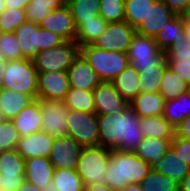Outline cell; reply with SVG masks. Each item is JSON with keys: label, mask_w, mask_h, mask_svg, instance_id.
Masks as SVG:
<instances>
[{"label": "cell", "mask_w": 190, "mask_h": 191, "mask_svg": "<svg viewBox=\"0 0 190 191\" xmlns=\"http://www.w3.org/2000/svg\"><path fill=\"white\" fill-rule=\"evenodd\" d=\"M140 120L130 107L117 114H98V146L111 151L135 152L144 138Z\"/></svg>", "instance_id": "cell-1"}, {"label": "cell", "mask_w": 190, "mask_h": 191, "mask_svg": "<svg viewBox=\"0 0 190 191\" xmlns=\"http://www.w3.org/2000/svg\"><path fill=\"white\" fill-rule=\"evenodd\" d=\"M151 169L150 164L139 158L135 152L112 150L104 184L120 191L130 184H140Z\"/></svg>", "instance_id": "cell-2"}, {"label": "cell", "mask_w": 190, "mask_h": 191, "mask_svg": "<svg viewBox=\"0 0 190 191\" xmlns=\"http://www.w3.org/2000/svg\"><path fill=\"white\" fill-rule=\"evenodd\" d=\"M18 46L22 53V59H34L39 51L60 46L65 40L58 34L42 29L40 25L26 21L15 31Z\"/></svg>", "instance_id": "cell-3"}, {"label": "cell", "mask_w": 190, "mask_h": 191, "mask_svg": "<svg viewBox=\"0 0 190 191\" xmlns=\"http://www.w3.org/2000/svg\"><path fill=\"white\" fill-rule=\"evenodd\" d=\"M80 53L101 81L112 82L130 65L128 54L124 52L105 51L93 45H86L80 47Z\"/></svg>", "instance_id": "cell-4"}, {"label": "cell", "mask_w": 190, "mask_h": 191, "mask_svg": "<svg viewBox=\"0 0 190 191\" xmlns=\"http://www.w3.org/2000/svg\"><path fill=\"white\" fill-rule=\"evenodd\" d=\"M3 88L30 95L37 99L38 72L32 59L7 61Z\"/></svg>", "instance_id": "cell-5"}, {"label": "cell", "mask_w": 190, "mask_h": 191, "mask_svg": "<svg viewBox=\"0 0 190 191\" xmlns=\"http://www.w3.org/2000/svg\"><path fill=\"white\" fill-rule=\"evenodd\" d=\"M112 151L101 146L84 147L75 171L84 185H103Z\"/></svg>", "instance_id": "cell-6"}, {"label": "cell", "mask_w": 190, "mask_h": 191, "mask_svg": "<svg viewBox=\"0 0 190 191\" xmlns=\"http://www.w3.org/2000/svg\"><path fill=\"white\" fill-rule=\"evenodd\" d=\"M79 52L75 41H65L60 46L39 51L33 62L38 73L67 72Z\"/></svg>", "instance_id": "cell-7"}, {"label": "cell", "mask_w": 190, "mask_h": 191, "mask_svg": "<svg viewBox=\"0 0 190 191\" xmlns=\"http://www.w3.org/2000/svg\"><path fill=\"white\" fill-rule=\"evenodd\" d=\"M127 54L130 65L138 71L157 68L166 60L165 52L159 48L153 37L138 33H135Z\"/></svg>", "instance_id": "cell-8"}, {"label": "cell", "mask_w": 190, "mask_h": 191, "mask_svg": "<svg viewBox=\"0 0 190 191\" xmlns=\"http://www.w3.org/2000/svg\"><path fill=\"white\" fill-rule=\"evenodd\" d=\"M67 135L84 147L98 146V114L68 110Z\"/></svg>", "instance_id": "cell-9"}, {"label": "cell", "mask_w": 190, "mask_h": 191, "mask_svg": "<svg viewBox=\"0 0 190 191\" xmlns=\"http://www.w3.org/2000/svg\"><path fill=\"white\" fill-rule=\"evenodd\" d=\"M136 33L125 20L108 23L104 33L93 44L98 49L127 53Z\"/></svg>", "instance_id": "cell-10"}, {"label": "cell", "mask_w": 190, "mask_h": 191, "mask_svg": "<svg viewBox=\"0 0 190 191\" xmlns=\"http://www.w3.org/2000/svg\"><path fill=\"white\" fill-rule=\"evenodd\" d=\"M42 112V131L53 137L67 135L68 109L64 101L39 99Z\"/></svg>", "instance_id": "cell-11"}, {"label": "cell", "mask_w": 190, "mask_h": 191, "mask_svg": "<svg viewBox=\"0 0 190 191\" xmlns=\"http://www.w3.org/2000/svg\"><path fill=\"white\" fill-rule=\"evenodd\" d=\"M83 147L68 135L55 137L49 160L55 169L75 170Z\"/></svg>", "instance_id": "cell-12"}, {"label": "cell", "mask_w": 190, "mask_h": 191, "mask_svg": "<svg viewBox=\"0 0 190 191\" xmlns=\"http://www.w3.org/2000/svg\"><path fill=\"white\" fill-rule=\"evenodd\" d=\"M96 114H117L128 109L129 103L119 94L112 82L102 81L93 89Z\"/></svg>", "instance_id": "cell-13"}, {"label": "cell", "mask_w": 190, "mask_h": 191, "mask_svg": "<svg viewBox=\"0 0 190 191\" xmlns=\"http://www.w3.org/2000/svg\"><path fill=\"white\" fill-rule=\"evenodd\" d=\"M70 88L67 72L38 73L37 99L63 101Z\"/></svg>", "instance_id": "cell-14"}, {"label": "cell", "mask_w": 190, "mask_h": 191, "mask_svg": "<svg viewBox=\"0 0 190 191\" xmlns=\"http://www.w3.org/2000/svg\"><path fill=\"white\" fill-rule=\"evenodd\" d=\"M42 29L58 34L65 41H75L76 25L67 4L54 9L40 24Z\"/></svg>", "instance_id": "cell-15"}, {"label": "cell", "mask_w": 190, "mask_h": 191, "mask_svg": "<svg viewBox=\"0 0 190 191\" xmlns=\"http://www.w3.org/2000/svg\"><path fill=\"white\" fill-rule=\"evenodd\" d=\"M67 74L70 87L75 89L93 91L102 82L80 52L68 68Z\"/></svg>", "instance_id": "cell-16"}, {"label": "cell", "mask_w": 190, "mask_h": 191, "mask_svg": "<svg viewBox=\"0 0 190 191\" xmlns=\"http://www.w3.org/2000/svg\"><path fill=\"white\" fill-rule=\"evenodd\" d=\"M175 16L162 0H155L144 21L135 29L136 33L155 38Z\"/></svg>", "instance_id": "cell-17"}, {"label": "cell", "mask_w": 190, "mask_h": 191, "mask_svg": "<svg viewBox=\"0 0 190 191\" xmlns=\"http://www.w3.org/2000/svg\"><path fill=\"white\" fill-rule=\"evenodd\" d=\"M55 137L44 131L20 137L16 150L24 158L49 157Z\"/></svg>", "instance_id": "cell-18"}, {"label": "cell", "mask_w": 190, "mask_h": 191, "mask_svg": "<svg viewBox=\"0 0 190 191\" xmlns=\"http://www.w3.org/2000/svg\"><path fill=\"white\" fill-rule=\"evenodd\" d=\"M54 170L49 158L25 159V180L43 191H51Z\"/></svg>", "instance_id": "cell-19"}, {"label": "cell", "mask_w": 190, "mask_h": 191, "mask_svg": "<svg viewBox=\"0 0 190 191\" xmlns=\"http://www.w3.org/2000/svg\"><path fill=\"white\" fill-rule=\"evenodd\" d=\"M21 137L42 131V112L39 99H34L12 120Z\"/></svg>", "instance_id": "cell-20"}, {"label": "cell", "mask_w": 190, "mask_h": 191, "mask_svg": "<svg viewBox=\"0 0 190 191\" xmlns=\"http://www.w3.org/2000/svg\"><path fill=\"white\" fill-rule=\"evenodd\" d=\"M165 99L159 93H139L129 107L140 117L162 116L164 114Z\"/></svg>", "instance_id": "cell-21"}, {"label": "cell", "mask_w": 190, "mask_h": 191, "mask_svg": "<svg viewBox=\"0 0 190 191\" xmlns=\"http://www.w3.org/2000/svg\"><path fill=\"white\" fill-rule=\"evenodd\" d=\"M171 142L172 140L144 137L138 145L135 154L145 162H148L151 168L154 169L171 147Z\"/></svg>", "instance_id": "cell-22"}, {"label": "cell", "mask_w": 190, "mask_h": 191, "mask_svg": "<svg viewBox=\"0 0 190 191\" xmlns=\"http://www.w3.org/2000/svg\"><path fill=\"white\" fill-rule=\"evenodd\" d=\"M33 100L28 94L3 88L0 91V117L12 121Z\"/></svg>", "instance_id": "cell-23"}, {"label": "cell", "mask_w": 190, "mask_h": 191, "mask_svg": "<svg viewBox=\"0 0 190 191\" xmlns=\"http://www.w3.org/2000/svg\"><path fill=\"white\" fill-rule=\"evenodd\" d=\"M154 169L174 179L177 183H180L190 173V167L172 147L167 150L161 162Z\"/></svg>", "instance_id": "cell-24"}, {"label": "cell", "mask_w": 190, "mask_h": 191, "mask_svg": "<svg viewBox=\"0 0 190 191\" xmlns=\"http://www.w3.org/2000/svg\"><path fill=\"white\" fill-rule=\"evenodd\" d=\"M140 128L144 137L173 140L176 135L175 127L163 115L141 118Z\"/></svg>", "instance_id": "cell-25"}, {"label": "cell", "mask_w": 190, "mask_h": 191, "mask_svg": "<svg viewBox=\"0 0 190 191\" xmlns=\"http://www.w3.org/2000/svg\"><path fill=\"white\" fill-rule=\"evenodd\" d=\"M119 94L130 103L140 93L139 71L129 65L113 81Z\"/></svg>", "instance_id": "cell-26"}, {"label": "cell", "mask_w": 190, "mask_h": 191, "mask_svg": "<svg viewBox=\"0 0 190 191\" xmlns=\"http://www.w3.org/2000/svg\"><path fill=\"white\" fill-rule=\"evenodd\" d=\"M108 22L100 15L85 20L76 28L75 42L79 47L93 45L104 33Z\"/></svg>", "instance_id": "cell-27"}, {"label": "cell", "mask_w": 190, "mask_h": 191, "mask_svg": "<svg viewBox=\"0 0 190 191\" xmlns=\"http://www.w3.org/2000/svg\"><path fill=\"white\" fill-rule=\"evenodd\" d=\"M163 116L176 127L183 119L190 117V91L165 101Z\"/></svg>", "instance_id": "cell-28"}, {"label": "cell", "mask_w": 190, "mask_h": 191, "mask_svg": "<svg viewBox=\"0 0 190 191\" xmlns=\"http://www.w3.org/2000/svg\"><path fill=\"white\" fill-rule=\"evenodd\" d=\"M82 178L75 170L55 169L52 177L51 191H84Z\"/></svg>", "instance_id": "cell-29"}, {"label": "cell", "mask_w": 190, "mask_h": 191, "mask_svg": "<svg viewBox=\"0 0 190 191\" xmlns=\"http://www.w3.org/2000/svg\"><path fill=\"white\" fill-rule=\"evenodd\" d=\"M162 51H166L173 43L180 39L186 40V34L183 31L182 16H175L166 27L158 32L154 38Z\"/></svg>", "instance_id": "cell-30"}, {"label": "cell", "mask_w": 190, "mask_h": 191, "mask_svg": "<svg viewBox=\"0 0 190 191\" xmlns=\"http://www.w3.org/2000/svg\"><path fill=\"white\" fill-rule=\"evenodd\" d=\"M188 91L190 87L187 83L166 66L159 88V93L165 101L175 99Z\"/></svg>", "instance_id": "cell-31"}, {"label": "cell", "mask_w": 190, "mask_h": 191, "mask_svg": "<svg viewBox=\"0 0 190 191\" xmlns=\"http://www.w3.org/2000/svg\"><path fill=\"white\" fill-rule=\"evenodd\" d=\"M25 176V159L16 149L0 152V177Z\"/></svg>", "instance_id": "cell-32"}, {"label": "cell", "mask_w": 190, "mask_h": 191, "mask_svg": "<svg viewBox=\"0 0 190 191\" xmlns=\"http://www.w3.org/2000/svg\"><path fill=\"white\" fill-rule=\"evenodd\" d=\"M66 4L70 8L76 28L85 20L100 15V0H69Z\"/></svg>", "instance_id": "cell-33"}, {"label": "cell", "mask_w": 190, "mask_h": 191, "mask_svg": "<svg viewBox=\"0 0 190 191\" xmlns=\"http://www.w3.org/2000/svg\"><path fill=\"white\" fill-rule=\"evenodd\" d=\"M64 0H30L25 8L27 21L40 25L51 11L63 6Z\"/></svg>", "instance_id": "cell-34"}, {"label": "cell", "mask_w": 190, "mask_h": 191, "mask_svg": "<svg viewBox=\"0 0 190 191\" xmlns=\"http://www.w3.org/2000/svg\"><path fill=\"white\" fill-rule=\"evenodd\" d=\"M68 110H81L95 113L96 105L93 91L70 88L63 100Z\"/></svg>", "instance_id": "cell-35"}, {"label": "cell", "mask_w": 190, "mask_h": 191, "mask_svg": "<svg viewBox=\"0 0 190 191\" xmlns=\"http://www.w3.org/2000/svg\"><path fill=\"white\" fill-rule=\"evenodd\" d=\"M155 0H125V21L135 29L144 21Z\"/></svg>", "instance_id": "cell-36"}, {"label": "cell", "mask_w": 190, "mask_h": 191, "mask_svg": "<svg viewBox=\"0 0 190 191\" xmlns=\"http://www.w3.org/2000/svg\"><path fill=\"white\" fill-rule=\"evenodd\" d=\"M139 185L143 191H179V183L155 169H151Z\"/></svg>", "instance_id": "cell-37"}, {"label": "cell", "mask_w": 190, "mask_h": 191, "mask_svg": "<svg viewBox=\"0 0 190 191\" xmlns=\"http://www.w3.org/2000/svg\"><path fill=\"white\" fill-rule=\"evenodd\" d=\"M167 66L166 60L157 68H144L139 71L140 93H157Z\"/></svg>", "instance_id": "cell-38"}, {"label": "cell", "mask_w": 190, "mask_h": 191, "mask_svg": "<svg viewBox=\"0 0 190 191\" xmlns=\"http://www.w3.org/2000/svg\"><path fill=\"white\" fill-rule=\"evenodd\" d=\"M100 16L108 23L125 20V0H100Z\"/></svg>", "instance_id": "cell-39"}, {"label": "cell", "mask_w": 190, "mask_h": 191, "mask_svg": "<svg viewBox=\"0 0 190 191\" xmlns=\"http://www.w3.org/2000/svg\"><path fill=\"white\" fill-rule=\"evenodd\" d=\"M26 21L25 9H5L0 14V32L14 33V31Z\"/></svg>", "instance_id": "cell-40"}, {"label": "cell", "mask_w": 190, "mask_h": 191, "mask_svg": "<svg viewBox=\"0 0 190 191\" xmlns=\"http://www.w3.org/2000/svg\"><path fill=\"white\" fill-rule=\"evenodd\" d=\"M20 137L13 121L2 120L0 123V152L16 149Z\"/></svg>", "instance_id": "cell-41"}, {"label": "cell", "mask_w": 190, "mask_h": 191, "mask_svg": "<svg viewBox=\"0 0 190 191\" xmlns=\"http://www.w3.org/2000/svg\"><path fill=\"white\" fill-rule=\"evenodd\" d=\"M0 51L3 52L6 61L22 59V53L14 33L0 32Z\"/></svg>", "instance_id": "cell-42"}, {"label": "cell", "mask_w": 190, "mask_h": 191, "mask_svg": "<svg viewBox=\"0 0 190 191\" xmlns=\"http://www.w3.org/2000/svg\"><path fill=\"white\" fill-rule=\"evenodd\" d=\"M166 61L190 60V41L180 39L165 51Z\"/></svg>", "instance_id": "cell-43"}, {"label": "cell", "mask_w": 190, "mask_h": 191, "mask_svg": "<svg viewBox=\"0 0 190 191\" xmlns=\"http://www.w3.org/2000/svg\"><path fill=\"white\" fill-rule=\"evenodd\" d=\"M168 68L190 87V60L166 61Z\"/></svg>", "instance_id": "cell-44"}, {"label": "cell", "mask_w": 190, "mask_h": 191, "mask_svg": "<svg viewBox=\"0 0 190 191\" xmlns=\"http://www.w3.org/2000/svg\"><path fill=\"white\" fill-rule=\"evenodd\" d=\"M171 147L179 154L182 160L190 167V140L175 135Z\"/></svg>", "instance_id": "cell-45"}, {"label": "cell", "mask_w": 190, "mask_h": 191, "mask_svg": "<svg viewBox=\"0 0 190 191\" xmlns=\"http://www.w3.org/2000/svg\"><path fill=\"white\" fill-rule=\"evenodd\" d=\"M25 181V176L0 177V191H17Z\"/></svg>", "instance_id": "cell-46"}, {"label": "cell", "mask_w": 190, "mask_h": 191, "mask_svg": "<svg viewBox=\"0 0 190 191\" xmlns=\"http://www.w3.org/2000/svg\"><path fill=\"white\" fill-rule=\"evenodd\" d=\"M162 1L176 16L185 15L190 5V0H162Z\"/></svg>", "instance_id": "cell-47"}, {"label": "cell", "mask_w": 190, "mask_h": 191, "mask_svg": "<svg viewBox=\"0 0 190 191\" xmlns=\"http://www.w3.org/2000/svg\"><path fill=\"white\" fill-rule=\"evenodd\" d=\"M176 136L190 140V117L183 119L176 127Z\"/></svg>", "instance_id": "cell-48"}, {"label": "cell", "mask_w": 190, "mask_h": 191, "mask_svg": "<svg viewBox=\"0 0 190 191\" xmlns=\"http://www.w3.org/2000/svg\"><path fill=\"white\" fill-rule=\"evenodd\" d=\"M30 0H4L5 9H25Z\"/></svg>", "instance_id": "cell-49"}, {"label": "cell", "mask_w": 190, "mask_h": 191, "mask_svg": "<svg viewBox=\"0 0 190 191\" xmlns=\"http://www.w3.org/2000/svg\"><path fill=\"white\" fill-rule=\"evenodd\" d=\"M84 191H116L113 188L103 185H86Z\"/></svg>", "instance_id": "cell-50"}, {"label": "cell", "mask_w": 190, "mask_h": 191, "mask_svg": "<svg viewBox=\"0 0 190 191\" xmlns=\"http://www.w3.org/2000/svg\"><path fill=\"white\" fill-rule=\"evenodd\" d=\"M17 191H43L37 188L32 183L27 182L26 180L22 183L21 187Z\"/></svg>", "instance_id": "cell-51"}, {"label": "cell", "mask_w": 190, "mask_h": 191, "mask_svg": "<svg viewBox=\"0 0 190 191\" xmlns=\"http://www.w3.org/2000/svg\"><path fill=\"white\" fill-rule=\"evenodd\" d=\"M179 191H190V173L179 183Z\"/></svg>", "instance_id": "cell-52"}, {"label": "cell", "mask_w": 190, "mask_h": 191, "mask_svg": "<svg viewBox=\"0 0 190 191\" xmlns=\"http://www.w3.org/2000/svg\"><path fill=\"white\" fill-rule=\"evenodd\" d=\"M183 31L186 34V38L190 41V18H182Z\"/></svg>", "instance_id": "cell-53"}, {"label": "cell", "mask_w": 190, "mask_h": 191, "mask_svg": "<svg viewBox=\"0 0 190 191\" xmlns=\"http://www.w3.org/2000/svg\"><path fill=\"white\" fill-rule=\"evenodd\" d=\"M7 62H0V91L3 89V77L5 75Z\"/></svg>", "instance_id": "cell-54"}, {"label": "cell", "mask_w": 190, "mask_h": 191, "mask_svg": "<svg viewBox=\"0 0 190 191\" xmlns=\"http://www.w3.org/2000/svg\"><path fill=\"white\" fill-rule=\"evenodd\" d=\"M120 191H143L139 184H130Z\"/></svg>", "instance_id": "cell-55"}, {"label": "cell", "mask_w": 190, "mask_h": 191, "mask_svg": "<svg viewBox=\"0 0 190 191\" xmlns=\"http://www.w3.org/2000/svg\"><path fill=\"white\" fill-rule=\"evenodd\" d=\"M5 10L4 0H0V14Z\"/></svg>", "instance_id": "cell-56"}, {"label": "cell", "mask_w": 190, "mask_h": 191, "mask_svg": "<svg viewBox=\"0 0 190 191\" xmlns=\"http://www.w3.org/2000/svg\"><path fill=\"white\" fill-rule=\"evenodd\" d=\"M182 18H190V5L186 11V14L182 16Z\"/></svg>", "instance_id": "cell-57"}, {"label": "cell", "mask_w": 190, "mask_h": 191, "mask_svg": "<svg viewBox=\"0 0 190 191\" xmlns=\"http://www.w3.org/2000/svg\"><path fill=\"white\" fill-rule=\"evenodd\" d=\"M0 62H7L2 51H0Z\"/></svg>", "instance_id": "cell-58"}]
</instances>
